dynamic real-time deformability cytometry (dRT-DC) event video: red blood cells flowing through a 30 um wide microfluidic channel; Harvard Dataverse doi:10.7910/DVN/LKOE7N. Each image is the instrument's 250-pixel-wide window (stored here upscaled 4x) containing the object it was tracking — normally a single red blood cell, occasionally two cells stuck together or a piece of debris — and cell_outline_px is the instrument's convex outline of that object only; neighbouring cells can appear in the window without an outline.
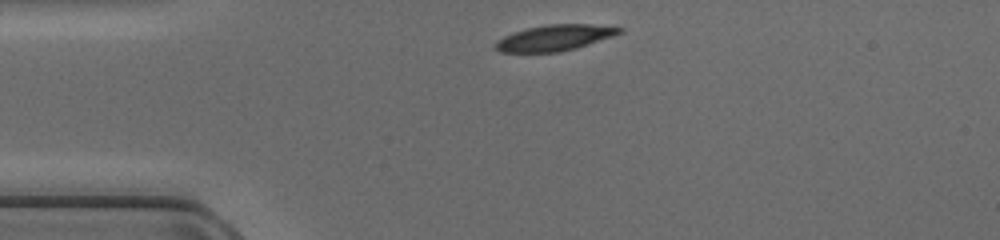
{"species": "common noctule bat (a hibernating species)", "species_latin": "Nyctalus noctula", "temperature_condition": "cold", "stored_images_in_passage": 37, "camera_frame_rate_fps": 3000, "um_per_image_px": 0.085, "animal": {"sex": "female", "body_mass_g": 17.0, "forearm_length_mm": 48.0}, "frame": {"image": 1, "passage_image": 1, "time_ms": 0.0, "image_size_px": [1000, 240], "cell_outline_px": [[624, 32], [576, 48], [560, 52], [500, 52], [496, 48], [496, 44], [504, 36], [528, 28], [548, 24], [588, 24], [624, 28]], "centroid_in_image_um": [47.19, 3.21], "position_along_channel_um": 37.8, "area_um2": 18.32}}
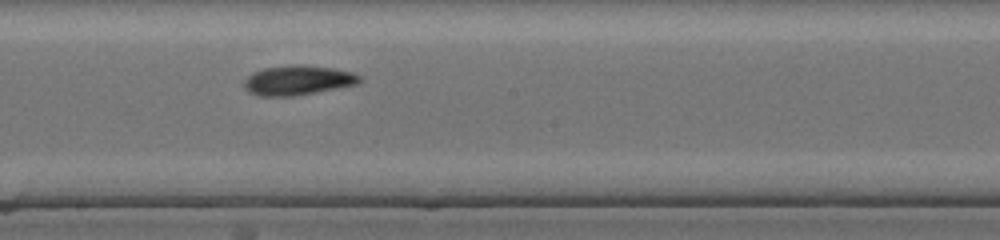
{"frame": {"image": 2, "passage_image": 16, "time_ms": 5.0, "image_size_px": [1000, 240], "cell_outline_px": [[360, 80], [356, 84], [292, 96], [260, 96], [248, 92], [244, 88], [244, 80], [248, 76], [264, 68], [296, 64], [332, 68], [352, 72], [360, 76]], "centroid_in_image_um": [25.27, 6.82], "position_along_channel_um": 222.9, "area_um2": 19.54}}
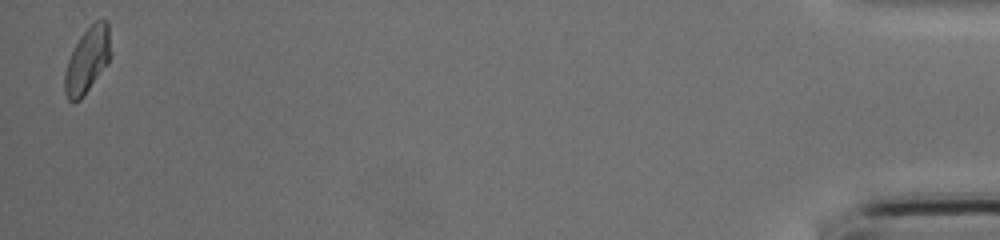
{"frame": {"image": 3, "passage_image": 37, "time_ms": 12.0, "image_size_px": [1000, 240], "cell_outline_px": [[112, 52], [108, 60], [80, 100], [72, 104], [68, 100], [64, 88], [64, 72], [68, 60], [80, 36], [96, 20], [108, 20]], "centroid_in_image_um": [7.42, 5.1], "position_along_channel_um": 427.8, "area_um2": 17.28}}